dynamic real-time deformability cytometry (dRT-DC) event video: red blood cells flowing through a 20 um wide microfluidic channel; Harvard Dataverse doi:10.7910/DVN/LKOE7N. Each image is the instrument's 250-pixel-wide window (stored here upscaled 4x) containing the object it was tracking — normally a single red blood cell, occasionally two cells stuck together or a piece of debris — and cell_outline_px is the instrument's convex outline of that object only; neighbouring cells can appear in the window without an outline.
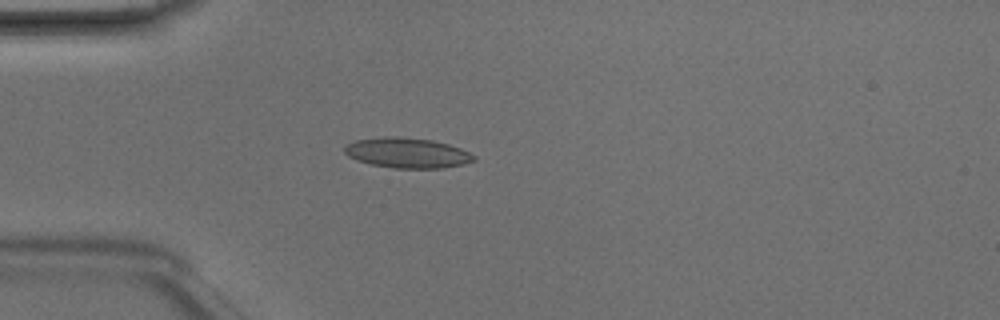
{"species": "Egyptian fruit bat (a non-hibernating species)", "species_latin": "Rousettus aegyptiacus", "temperature_condition": "room temperature", "stored_images_in_passage": 3, "camera_frame_rate_fps": 3000, "um_per_image_px": 0.085, "animal": {"sex": "male"}, "frame": {"image": 1, "passage_image": 3, "time_ms": 0.667, "image_size_px": [1000, 320], "cell_outline_px": [[476, 160], [464, 164], [444, 168], [396, 168], [372, 164], [356, 160], [348, 156], [344, 152], [344, 144], [356, 140], [384, 136], [396, 136], [432, 140], [448, 144], [460, 148], [476, 156]], "centroid_in_image_um": [34.6, 12.99], "position_along_channel_um": 50.4, "area_um2": 22.83}}